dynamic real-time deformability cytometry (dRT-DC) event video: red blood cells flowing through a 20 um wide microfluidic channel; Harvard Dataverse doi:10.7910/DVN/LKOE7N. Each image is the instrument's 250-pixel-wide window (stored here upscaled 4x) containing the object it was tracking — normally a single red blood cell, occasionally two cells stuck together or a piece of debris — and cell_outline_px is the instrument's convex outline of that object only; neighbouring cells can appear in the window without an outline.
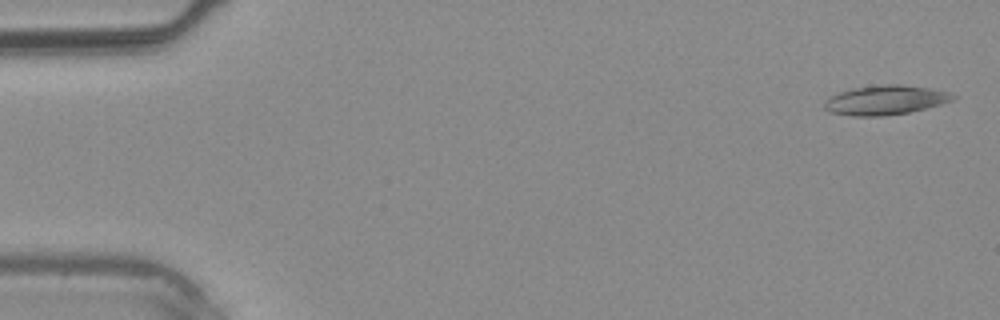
{"species": "common noctule bat (a hibernating species)", "species_latin": "Nyctalus noctula", "temperature_condition": "warm", "stored_images_in_passage": 4, "camera_frame_rate_fps": 3000, "um_per_image_px": 0.085, "animal": {"sex": "male", "body_mass_g": 20.4}, "frame": {"image": 1, "passage_image": 1, "time_ms": 0.0, "image_size_px": [1000, 320], "cell_outline_px": [[956, 96], [952, 100], [940, 104], [908, 112], [884, 116], [852, 116], [828, 112], [824, 108], [824, 104], [828, 96], [852, 88], [880, 84], [904, 84], [932, 88], [948, 92]], "centroid_in_image_um": [75.21, 8.49], "position_along_channel_um": 9.8, "area_um2": 22.14}}
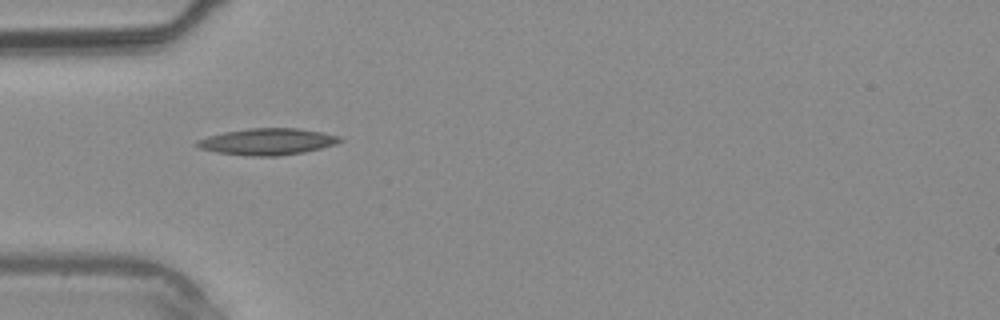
{"frame": {"image": 2, "passage_image": 3, "time_ms": 3.667, "image_size_px": [1000, 320], "cell_outline_px": [[344, 140], [336, 144], [304, 152], [276, 156], [248, 156], [216, 152], [196, 148], [192, 144], [196, 140], [208, 136], [224, 132], [248, 128], [296, 128], [324, 132], [340, 136]], "centroid_in_image_um": [22.69, 12.04], "position_along_channel_um": 62.3, "area_um2": 22.37}}